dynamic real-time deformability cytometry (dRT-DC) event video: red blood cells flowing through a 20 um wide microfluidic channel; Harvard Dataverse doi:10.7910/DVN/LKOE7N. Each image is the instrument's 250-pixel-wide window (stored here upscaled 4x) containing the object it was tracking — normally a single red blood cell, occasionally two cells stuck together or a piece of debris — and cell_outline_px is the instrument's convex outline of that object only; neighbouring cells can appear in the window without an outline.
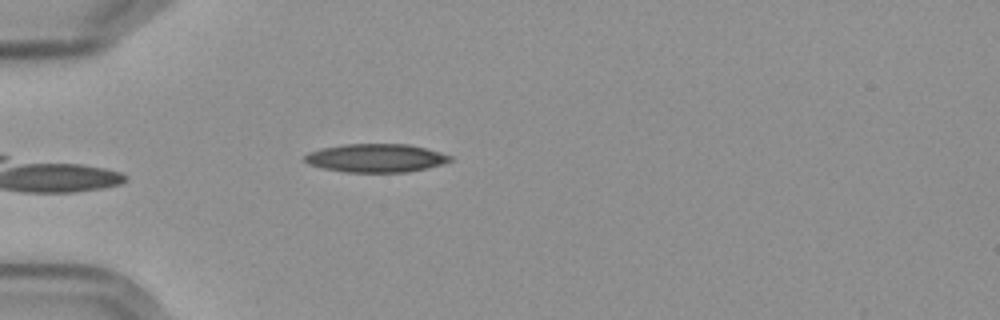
{"species": "Egyptian fruit bat (a non-hibernating species)", "species_latin": "Rousettus aegyptiacus", "temperature_condition": "cold", "stored_images_in_passage": 29, "camera_frame_rate_fps": 3000, "um_per_image_px": 0.085, "frame": {"image": 1, "passage_image": 4, "time_ms": 1.0, "image_size_px": [1000, 320], "cell_outline_px": [[452, 160], [444, 164], [408, 172], [344, 172], [320, 168], [308, 164], [304, 160], [304, 156], [308, 152], [320, 148], [344, 144], [408, 144], [440, 152], [452, 156]], "centroid_in_image_um": [31.92, 13.43], "position_along_channel_um": 53.1, "area_um2": 24.22}}
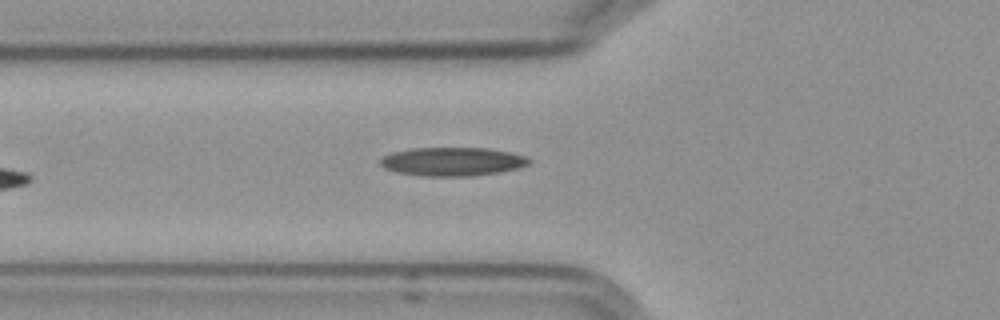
{"frame": {"image": 2, "passage_image": 8, "time_ms": 2.333, "image_size_px": [1000, 320], "cell_outline_px": [[532, 160], [528, 164], [516, 168], [500, 172], [472, 176], [424, 176], [400, 172], [384, 168], [380, 164], [380, 160], [384, 156], [392, 152], [412, 148], [488, 148], [512, 152], [524, 156]], "centroid_in_image_um": [38.47, 13.73], "position_along_channel_um": 87.3, "area_um2": 24.68}}
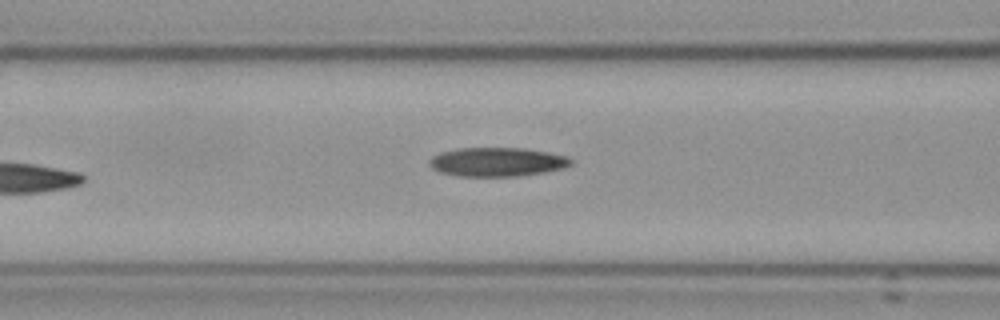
{"frame": {"image": 3, "passage_image": 11, "time_ms": 3.333, "image_size_px": [1000, 320], "cell_outline_px": [[572, 164], [564, 168], [544, 172], [520, 176], [460, 176], [440, 172], [432, 168], [428, 164], [428, 160], [432, 156], [440, 152], [460, 148], [524, 148], [548, 152], [568, 156], [572, 160]], "centroid_in_image_um": [42.26, 13.76], "position_along_channel_um": 124.3, "area_um2": 23.99}}